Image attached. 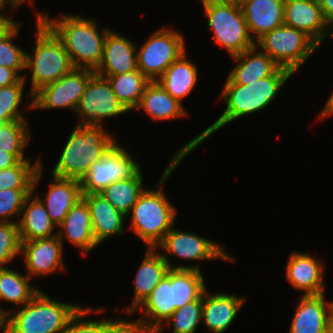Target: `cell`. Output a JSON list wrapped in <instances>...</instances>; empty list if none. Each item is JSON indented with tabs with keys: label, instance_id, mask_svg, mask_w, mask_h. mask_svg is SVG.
<instances>
[{
	"label": "cell",
	"instance_id": "6da1fadb",
	"mask_svg": "<svg viewBox=\"0 0 333 333\" xmlns=\"http://www.w3.org/2000/svg\"><path fill=\"white\" fill-rule=\"evenodd\" d=\"M292 76L293 73L290 70L279 67L272 75L261 78L250 85L234 84L227 77L220 95V99L224 100L226 105L224 112L211 126L175 152L174 157L184 159L205 139L226 124L268 107L284 83Z\"/></svg>",
	"mask_w": 333,
	"mask_h": 333
},
{
	"label": "cell",
	"instance_id": "7a4b0ae2",
	"mask_svg": "<svg viewBox=\"0 0 333 333\" xmlns=\"http://www.w3.org/2000/svg\"><path fill=\"white\" fill-rule=\"evenodd\" d=\"M41 20L62 41L74 68L96 70L101 63L104 43L110 28L100 33L93 18L59 14L51 18L48 13L39 12Z\"/></svg>",
	"mask_w": 333,
	"mask_h": 333
},
{
	"label": "cell",
	"instance_id": "3957f363",
	"mask_svg": "<svg viewBox=\"0 0 333 333\" xmlns=\"http://www.w3.org/2000/svg\"><path fill=\"white\" fill-rule=\"evenodd\" d=\"M181 160L173 156L156 189H145L129 212L132 213L130 230L147 244V248H155L175 226L176 208L165 196L162 186Z\"/></svg>",
	"mask_w": 333,
	"mask_h": 333
},
{
	"label": "cell",
	"instance_id": "277c9868",
	"mask_svg": "<svg viewBox=\"0 0 333 333\" xmlns=\"http://www.w3.org/2000/svg\"><path fill=\"white\" fill-rule=\"evenodd\" d=\"M103 125L77 124L62 150L52 175L81 181L90 166L116 142Z\"/></svg>",
	"mask_w": 333,
	"mask_h": 333
},
{
	"label": "cell",
	"instance_id": "5b68a950",
	"mask_svg": "<svg viewBox=\"0 0 333 333\" xmlns=\"http://www.w3.org/2000/svg\"><path fill=\"white\" fill-rule=\"evenodd\" d=\"M82 306L51 299L40 291L17 313L3 318L4 333H62Z\"/></svg>",
	"mask_w": 333,
	"mask_h": 333
},
{
	"label": "cell",
	"instance_id": "8992f818",
	"mask_svg": "<svg viewBox=\"0 0 333 333\" xmlns=\"http://www.w3.org/2000/svg\"><path fill=\"white\" fill-rule=\"evenodd\" d=\"M36 40L34 54L26 53V69H31V90L29 93V110H33V94L41 87L55 82L74 67L62 41L41 20L36 13Z\"/></svg>",
	"mask_w": 333,
	"mask_h": 333
},
{
	"label": "cell",
	"instance_id": "52a82bcc",
	"mask_svg": "<svg viewBox=\"0 0 333 333\" xmlns=\"http://www.w3.org/2000/svg\"><path fill=\"white\" fill-rule=\"evenodd\" d=\"M214 40L234 56L256 46L241 5L229 1H201Z\"/></svg>",
	"mask_w": 333,
	"mask_h": 333
},
{
	"label": "cell",
	"instance_id": "ba28073f",
	"mask_svg": "<svg viewBox=\"0 0 333 333\" xmlns=\"http://www.w3.org/2000/svg\"><path fill=\"white\" fill-rule=\"evenodd\" d=\"M256 46L293 74L319 48L304 31L285 24L259 38Z\"/></svg>",
	"mask_w": 333,
	"mask_h": 333
},
{
	"label": "cell",
	"instance_id": "9c48e42d",
	"mask_svg": "<svg viewBox=\"0 0 333 333\" xmlns=\"http://www.w3.org/2000/svg\"><path fill=\"white\" fill-rule=\"evenodd\" d=\"M155 248H159V250L163 249V252L160 254L167 262L170 269H192L201 271L197 264L192 266H186L185 264L178 266L172 265L170 258L167 256L168 254L189 261H207L213 259L226 260L228 262L235 261V257L227 254L219 243H215V241L204 238L201 235L180 231L174 228V226Z\"/></svg>",
	"mask_w": 333,
	"mask_h": 333
},
{
	"label": "cell",
	"instance_id": "30bf717a",
	"mask_svg": "<svg viewBox=\"0 0 333 333\" xmlns=\"http://www.w3.org/2000/svg\"><path fill=\"white\" fill-rule=\"evenodd\" d=\"M137 50V68L150 81H156L165 70L185 53V40L176 29L159 28Z\"/></svg>",
	"mask_w": 333,
	"mask_h": 333
},
{
	"label": "cell",
	"instance_id": "8fae6325",
	"mask_svg": "<svg viewBox=\"0 0 333 333\" xmlns=\"http://www.w3.org/2000/svg\"><path fill=\"white\" fill-rule=\"evenodd\" d=\"M140 170L128 150L115 142L80 181L82 193H100L116 181L134 177Z\"/></svg>",
	"mask_w": 333,
	"mask_h": 333
},
{
	"label": "cell",
	"instance_id": "7c38bea8",
	"mask_svg": "<svg viewBox=\"0 0 333 333\" xmlns=\"http://www.w3.org/2000/svg\"><path fill=\"white\" fill-rule=\"evenodd\" d=\"M127 112L113 92L109 81L95 73L89 79L74 113L80 120L77 124L101 126L103 119Z\"/></svg>",
	"mask_w": 333,
	"mask_h": 333
},
{
	"label": "cell",
	"instance_id": "4fadbf2b",
	"mask_svg": "<svg viewBox=\"0 0 333 333\" xmlns=\"http://www.w3.org/2000/svg\"><path fill=\"white\" fill-rule=\"evenodd\" d=\"M94 70L73 68L55 82L44 85L33 94V109L71 108L75 112Z\"/></svg>",
	"mask_w": 333,
	"mask_h": 333
},
{
	"label": "cell",
	"instance_id": "5bb4252c",
	"mask_svg": "<svg viewBox=\"0 0 333 333\" xmlns=\"http://www.w3.org/2000/svg\"><path fill=\"white\" fill-rule=\"evenodd\" d=\"M21 256L24 257L27 275L32 279L56 271H65L63 244L57 236L21 242Z\"/></svg>",
	"mask_w": 333,
	"mask_h": 333
},
{
	"label": "cell",
	"instance_id": "9a60e30c",
	"mask_svg": "<svg viewBox=\"0 0 333 333\" xmlns=\"http://www.w3.org/2000/svg\"><path fill=\"white\" fill-rule=\"evenodd\" d=\"M137 310L144 314L139 319L130 321L131 323L142 328H155L163 331L162 323L175 311V269L168 271L135 311Z\"/></svg>",
	"mask_w": 333,
	"mask_h": 333
},
{
	"label": "cell",
	"instance_id": "2e32d148",
	"mask_svg": "<svg viewBox=\"0 0 333 333\" xmlns=\"http://www.w3.org/2000/svg\"><path fill=\"white\" fill-rule=\"evenodd\" d=\"M325 264L315 256L303 252H292L286 266V280L303 295L325 293Z\"/></svg>",
	"mask_w": 333,
	"mask_h": 333
},
{
	"label": "cell",
	"instance_id": "e0dca14e",
	"mask_svg": "<svg viewBox=\"0 0 333 333\" xmlns=\"http://www.w3.org/2000/svg\"><path fill=\"white\" fill-rule=\"evenodd\" d=\"M43 174L42 165L38 168L33 182V192L26 198L24 206L18 221V228L21 241H30L34 239L52 238L57 236L53 232L56 228L55 224L49 217L45 206L35 195V190L40 182Z\"/></svg>",
	"mask_w": 333,
	"mask_h": 333
},
{
	"label": "cell",
	"instance_id": "ac0fdd59",
	"mask_svg": "<svg viewBox=\"0 0 333 333\" xmlns=\"http://www.w3.org/2000/svg\"><path fill=\"white\" fill-rule=\"evenodd\" d=\"M284 24L304 31L319 46L329 33V22L317 2L285 0Z\"/></svg>",
	"mask_w": 333,
	"mask_h": 333
},
{
	"label": "cell",
	"instance_id": "d6986e66",
	"mask_svg": "<svg viewBox=\"0 0 333 333\" xmlns=\"http://www.w3.org/2000/svg\"><path fill=\"white\" fill-rule=\"evenodd\" d=\"M137 47L126 36L113 30L106 35L101 63L95 70L99 76H112L137 70Z\"/></svg>",
	"mask_w": 333,
	"mask_h": 333
},
{
	"label": "cell",
	"instance_id": "ffe728a7",
	"mask_svg": "<svg viewBox=\"0 0 333 333\" xmlns=\"http://www.w3.org/2000/svg\"><path fill=\"white\" fill-rule=\"evenodd\" d=\"M325 293L302 295L291 321L289 333H328L332 321L331 301Z\"/></svg>",
	"mask_w": 333,
	"mask_h": 333
},
{
	"label": "cell",
	"instance_id": "44dd1931",
	"mask_svg": "<svg viewBox=\"0 0 333 333\" xmlns=\"http://www.w3.org/2000/svg\"><path fill=\"white\" fill-rule=\"evenodd\" d=\"M246 298L235 294L203 293L202 323L212 333H224L237 317Z\"/></svg>",
	"mask_w": 333,
	"mask_h": 333
},
{
	"label": "cell",
	"instance_id": "7402d4cb",
	"mask_svg": "<svg viewBox=\"0 0 333 333\" xmlns=\"http://www.w3.org/2000/svg\"><path fill=\"white\" fill-rule=\"evenodd\" d=\"M57 228V237L62 244L67 239L81 249L84 256L98 246L93 236L90 210L83 198L70 209Z\"/></svg>",
	"mask_w": 333,
	"mask_h": 333
},
{
	"label": "cell",
	"instance_id": "603a6c76",
	"mask_svg": "<svg viewBox=\"0 0 333 333\" xmlns=\"http://www.w3.org/2000/svg\"><path fill=\"white\" fill-rule=\"evenodd\" d=\"M91 216L93 236L99 245L112 235H123L126 216L115 209L100 193H83Z\"/></svg>",
	"mask_w": 333,
	"mask_h": 333
},
{
	"label": "cell",
	"instance_id": "cb8c5ba5",
	"mask_svg": "<svg viewBox=\"0 0 333 333\" xmlns=\"http://www.w3.org/2000/svg\"><path fill=\"white\" fill-rule=\"evenodd\" d=\"M51 176V184L46 196L42 198L37 193L36 196L45 206L52 222L58 227L70 209L82 199L83 193L79 180Z\"/></svg>",
	"mask_w": 333,
	"mask_h": 333
},
{
	"label": "cell",
	"instance_id": "d4e9b609",
	"mask_svg": "<svg viewBox=\"0 0 333 333\" xmlns=\"http://www.w3.org/2000/svg\"><path fill=\"white\" fill-rule=\"evenodd\" d=\"M156 250L155 248H147V251H145L144 259L139 266L134 280L133 301L126 310L128 316L135 313V310L144 302L170 270L167 262Z\"/></svg>",
	"mask_w": 333,
	"mask_h": 333
},
{
	"label": "cell",
	"instance_id": "484cf974",
	"mask_svg": "<svg viewBox=\"0 0 333 333\" xmlns=\"http://www.w3.org/2000/svg\"><path fill=\"white\" fill-rule=\"evenodd\" d=\"M284 3L285 0H247L241 5L255 42L284 24Z\"/></svg>",
	"mask_w": 333,
	"mask_h": 333
},
{
	"label": "cell",
	"instance_id": "4316f807",
	"mask_svg": "<svg viewBox=\"0 0 333 333\" xmlns=\"http://www.w3.org/2000/svg\"><path fill=\"white\" fill-rule=\"evenodd\" d=\"M236 65L228 78L234 84L250 85L261 78L272 75L280 66L257 46L231 56Z\"/></svg>",
	"mask_w": 333,
	"mask_h": 333
},
{
	"label": "cell",
	"instance_id": "83f0119b",
	"mask_svg": "<svg viewBox=\"0 0 333 333\" xmlns=\"http://www.w3.org/2000/svg\"><path fill=\"white\" fill-rule=\"evenodd\" d=\"M198 67L187 53H183L156 80L173 98L180 102L195 88L198 79Z\"/></svg>",
	"mask_w": 333,
	"mask_h": 333
},
{
	"label": "cell",
	"instance_id": "f1b7e54d",
	"mask_svg": "<svg viewBox=\"0 0 333 333\" xmlns=\"http://www.w3.org/2000/svg\"><path fill=\"white\" fill-rule=\"evenodd\" d=\"M145 111L156 121H165L186 116L182 103L173 98L157 81H151L144 90L135 110Z\"/></svg>",
	"mask_w": 333,
	"mask_h": 333
},
{
	"label": "cell",
	"instance_id": "f546056e",
	"mask_svg": "<svg viewBox=\"0 0 333 333\" xmlns=\"http://www.w3.org/2000/svg\"><path fill=\"white\" fill-rule=\"evenodd\" d=\"M32 280L28 275H23L12 268L0 269V301L10 302L24 306L39 292L37 286L30 285ZM9 313L0 306V316L4 318Z\"/></svg>",
	"mask_w": 333,
	"mask_h": 333
},
{
	"label": "cell",
	"instance_id": "4dcf8cb0",
	"mask_svg": "<svg viewBox=\"0 0 333 333\" xmlns=\"http://www.w3.org/2000/svg\"><path fill=\"white\" fill-rule=\"evenodd\" d=\"M102 77H105L109 81L119 102L127 111L137 108L145 87L151 82L139 69L123 74Z\"/></svg>",
	"mask_w": 333,
	"mask_h": 333
},
{
	"label": "cell",
	"instance_id": "1f68e13d",
	"mask_svg": "<svg viewBox=\"0 0 333 333\" xmlns=\"http://www.w3.org/2000/svg\"><path fill=\"white\" fill-rule=\"evenodd\" d=\"M142 170L134 177L116 181L107 186L100 194L115 209L122 212L126 217L144 192Z\"/></svg>",
	"mask_w": 333,
	"mask_h": 333
},
{
	"label": "cell",
	"instance_id": "d6a6232c",
	"mask_svg": "<svg viewBox=\"0 0 333 333\" xmlns=\"http://www.w3.org/2000/svg\"><path fill=\"white\" fill-rule=\"evenodd\" d=\"M206 289L201 271L175 269V310L198 300Z\"/></svg>",
	"mask_w": 333,
	"mask_h": 333
},
{
	"label": "cell",
	"instance_id": "836d02e7",
	"mask_svg": "<svg viewBox=\"0 0 333 333\" xmlns=\"http://www.w3.org/2000/svg\"><path fill=\"white\" fill-rule=\"evenodd\" d=\"M30 135L28 120L0 124V152L13 154L19 161L31 160L24 157Z\"/></svg>",
	"mask_w": 333,
	"mask_h": 333
},
{
	"label": "cell",
	"instance_id": "e575fe53",
	"mask_svg": "<svg viewBox=\"0 0 333 333\" xmlns=\"http://www.w3.org/2000/svg\"><path fill=\"white\" fill-rule=\"evenodd\" d=\"M105 309L91 308L88 305L81 307L71 318L66 329L62 333H119L120 327L125 319L89 320V314L103 312ZM86 317V319H85Z\"/></svg>",
	"mask_w": 333,
	"mask_h": 333
},
{
	"label": "cell",
	"instance_id": "d590c367",
	"mask_svg": "<svg viewBox=\"0 0 333 333\" xmlns=\"http://www.w3.org/2000/svg\"><path fill=\"white\" fill-rule=\"evenodd\" d=\"M40 159L33 164L31 160L19 161L16 165L0 170V190L2 189H33V182Z\"/></svg>",
	"mask_w": 333,
	"mask_h": 333
},
{
	"label": "cell",
	"instance_id": "8d00e7d4",
	"mask_svg": "<svg viewBox=\"0 0 333 333\" xmlns=\"http://www.w3.org/2000/svg\"><path fill=\"white\" fill-rule=\"evenodd\" d=\"M25 81L26 77H23L18 83L0 87V124L26 120L19 108L23 98Z\"/></svg>",
	"mask_w": 333,
	"mask_h": 333
},
{
	"label": "cell",
	"instance_id": "74e56055",
	"mask_svg": "<svg viewBox=\"0 0 333 333\" xmlns=\"http://www.w3.org/2000/svg\"><path fill=\"white\" fill-rule=\"evenodd\" d=\"M20 23L17 22L3 37L0 38V66L15 70L22 78L21 70L26 69V51L18 47L14 41L19 35Z\"/></svg>",
	"mask_w": 333,
	"mask_h": 333
},
{
	"label": "cell",
	"instance_id": "f35d334b",
	"mask_svg": "<svg viewBox=\"0 0 333 333\" xmlns=\"http://www.w3.org/2000/svg\"><path fill=\"white\" fill-rule=\"evenodd\" d=\"M202 311L203 295L198 300L176 309L165 324L172 325V333H196L202 321Z\"/></svg>",
	"mask_w": 333,
	"mask_h": 333
},
{
	"label": "cell",
	"instance_id": "ab89813d",
	"mask_svg": "<svg viewBox=\"0 0 333 333\" xmlns=\"http://www.w3.org/2000/svg\"><path fill=\"white\" fill-rule=\"evenodd\" d=\"M21 242L17 222L0 223V269L21 253Z\"/></svg>",
	"mask_w": 333,
	"mask_h": 333
},
{
	"label": "cell",
	"instance_id": "60d3db41",
	"mask_svg": "<svg viewBox=\"0 0 333 333\" xmlns=\"http://www.w3.org/2000/svg\"><path fill=\"white\" fill-rule=\"evenodd\" d=\"M33 189H2L0 190V223L17 222L10 218H20L26 198ZM10 219V220H9Z\"/></svg>",
	"mask_w": 333,
	"mask_h": 333
},
{
	"label": "cell",
	"instance_id": "b9f144b4",
	"mask_svg": "<svg viewBox=\"0 0 333 333\" xmlns=\"http://www.w3.org/2000/svg\"><path fill=\"white\" fill-rule=\"evenodd\" d=\"M22 77L13 69L0 66V87L18 83Z\"/></svg>",
	"mask_w": 333,
	"mask_h": 333
},
{
	"label": "cell",
	"instance_id": "7bdbcfd3",
	"mask_svg": "<svg viewBox=\"0 0 333 333\" xmlns=\"http://www.w3.org/2000/svg\"><path fill=\"white\" fill-rule=\"evenodd\" d=\"M119 333H162L160 329L142 328L125 319L120 327Z\"/></svg>",
	"mask_w": 333,
	"mask_h": 333
},
{
	"label": "cell",
	"instance_id": "ee69618b",
	"mask_svg": "<svg viewBox=\"0 0 333 333\" xmlns=\"http://www.w3.org/2000/svg\"><path fill=\"white\" fill-rule=\"evenodd\" d=\"M6 10H0V38L3 37L16 23L9 16L3 14Z\"/></svg>",
	"mask_w": 333,
	"mask_h": 333
},
{
	"label": "cell",
	"instance_id": "f6af8a7d",
	"mask_svg": "<svg viewBox=\"0 0 333 333\" xmlns=\"http://www.w3.org/2000/svg\"><path fill=\"white\" fill-rule=\"evenodd\" d=\"M19 160L10 153L0 152V170L16 165Z\"/></svg>",
	"mask_w": 333,
	"mask_h": 333
},
{
	"label": "cell",
	"instance_id": "bcb514c9",
	"mask_svg": "<svg viewBox=\"0 0 333 333\" xmlns=\"http://www.w3.org/2000/svg\"><path fill=\"white\" fill-rule=\"evenodd\" d=\"M319 5L324 18L330 23L333 20V0H320Z\"/></svg>",
	"mask_w": 333,
	"mask_h": 333
},
{
	"label": "cell",
	"instance_id": "7dc6e473",
	"mask_svg": "<svg viewBox=\"0 0 333 333\" xmlns=\"http://www.w3.org/2000/svg\"><path fill=\"white\" fill-rule=\"evenodd\" d=\"M331 115L333 116V91L330 95V98H328L324 108L319 113L318 119L323 120Z\"/></svg>",
	"mask_w": 333,
	"mask_h": 333
},
{
	"label": "cell",
	"instance_id": "c3c4849f",
	"mask_svg": "<svg viewBox=\"0 0 333 333\" xmlns=\"http://www.w3.org/2000/svg\"><path fill=\"white\" fill-rule=\"evenodd\" d=\"M21 4L23 3L20 0H0V10H5L7 5L14 10V8H18Z\"/></svg>",
	"mask_w": 333,
	"mask_h": 333
},
{
	"label": "cell",
	"instance_id": "681fc988",
	"mask_svg": "<svg viewBox=\"0 0 333 333\" xmlns=\"http://www.w3.org/2000/svg\"><path fill=\"white\" fill-rule=\"evenodd\" d=\"M332 27V28H331ZM329 35L328 36H331L332 39H333V20L329 23ZM332 34V35H331Z\"/></svg>",
	"mask_w": 333,
	"mask_h": 333
},
{
	"label": "cell",
	"instance_id": "f907efd6",
	"mask_svg": "<svg viewBox=\"0 0 333 333\" xmlns=\"http://www.w3.org/2000/svg\"><path fill=\"white\" fill-rule=\"evenodd\" d=\"M247 0H231L232 3L242 5Z\"/></svg>",
	"mask_w": 333,
	"mask_h": 333
},
{
	"label": "cell",
	"instance_id": "816d5d0a",
	"mask_svg": "<svg viewBox=\"0 0 333 333\" xmlns=\"http://www.w3.org/2000/svg\"><path fill=\"white\" fill-rule=\"evenodd\" d=\"M0 333H4L3 332V318L0 316Z\"/></svg>",
	"mask_w": 333,
	"mask_h": 333
},
{
	"label": "cell",
	"instance_id": "f5cc1de1",
	"mask_svg": "<svg viewBox=\"0 0 333 333\" xmlns=\"http://www.w3.org/2000/svg\"><path fill=\"white\" fill-rule=\"evenodd\" d=\"M328 333H333V322L332 321L330 323L329 332Z\"/></svg>",
	"mask_w": 333,
	"mask_h": 333
},
{
	"label": "cell",
	"instance_id": "db71d44e",
	"mask_svg": "<svg viewBox=\"0 0 333 333\" xmlns=\"http://www.w3.org/2000/svg\"><path fill=\"white\" fill-rule=\"evenodd\" d=\"M331 314H332V322H333V301H331Z\"/></svg>",
	"mask_w": 333,
	"mask_h": 333
},
{
	"label": "cell",
	"instance_id": "11a10c76",
	"mask_svg": "<svg viewBox=\"0 0 333 333\" xmlns=\"http://www.w3.org/2000/svg\"><path fill=\"white\" fill-rule=\"evenodd\" d=\"M200 1H229V2H231V0H200Z\"/></svg>",
	"mask_w": 333,
	"mask_h": 333
},
{
	"label": "cell",
	"instance_id": "9f6ffc18",
	"mask_svg": "<svg viewBox=\"0 0 333 333\" xmlns=\"http://www.w3.org/2000/svg\"><path fill=\"white\" fill-rule=\"evenodd\" d=\"M22 3H25L26 1H28V3H31L34 1V0H20Z\"/></svg>",
	"mask_w": 333,
	"mask_h": 333
},
{
	"label": "cell",
	"instance_id": "6f0895ef",
	"mask_svg": "<svg viewBox=\"0 0 333 333\" xmlns=\"http://www.w3.org/2000/svg\"><path fill=\"white\" fill-rule=\"evenodd\" d=\"M302 1H311V2H317V3H319L320 0H302Z\"/></svg>",
	"mask_w": 333,
	"mask_h": 333
}]
</instances>
